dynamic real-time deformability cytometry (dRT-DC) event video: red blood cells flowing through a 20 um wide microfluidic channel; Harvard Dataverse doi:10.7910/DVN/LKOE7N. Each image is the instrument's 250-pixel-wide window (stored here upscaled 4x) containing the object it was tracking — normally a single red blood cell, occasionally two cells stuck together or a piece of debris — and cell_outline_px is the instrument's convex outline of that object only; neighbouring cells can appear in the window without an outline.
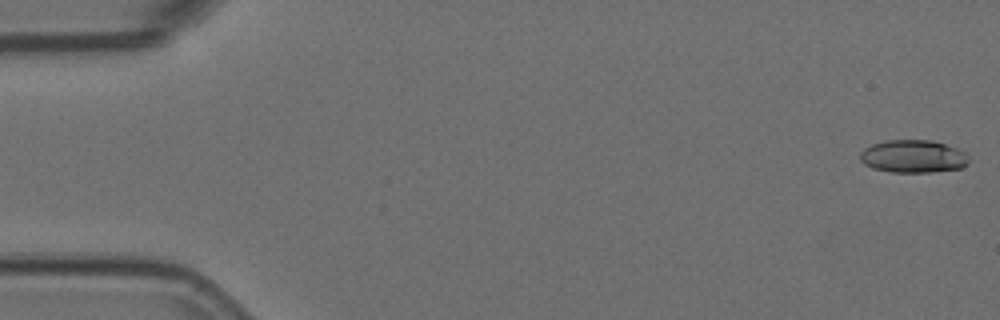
{"species": "Egyptian fruit bat (a non-hibernating species)", "species_latin": "Rousettus aegyptiacus", "temperature_condition": "room temperature", "stored_images_in_passage": 34, "camera_frame_rate_fps": 3000, "um_per_image_px": 0.085, "animal": {"sex": "female"}, "frame": {"image": 1, "passage_image": 1, "time_ms": 0.0, "image_size_px": [1000, 320], "cell_outline_px": [[968, 164], [960, 168], [932, 172], [892, 172], [872, 168], [864, 164], [860, 160], [860, 152], [864, 148], [872, 144], [884, 140], [932, 140], [956, 148], [964, 152], [968, 156]], "centroid_in_image_um": [77.59, 13.29], "position_along_channel_um": 7.4, "area_um2": 20.81}}
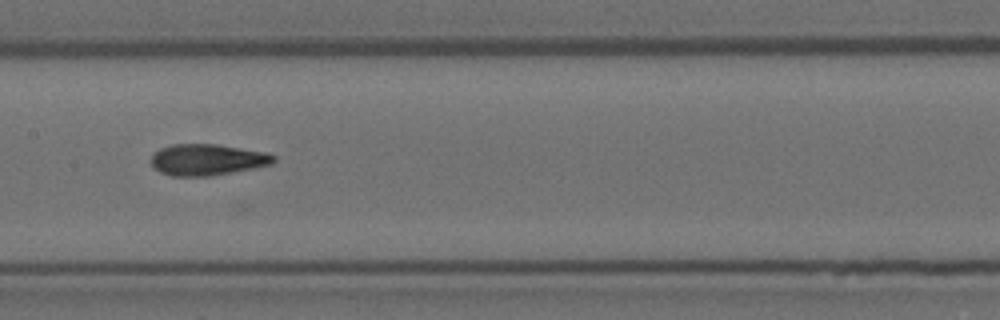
{"frame": {"image": 2, "passage_image": 27, "time_ms": 8.667, "image_size_px": [1000, 320], "cell_outline_px": [[276, 160], [272, 164], [256, 168], [212, 176], [172, 176], [160, 172], [152, 168], [148, 160], [152, 152], [160, 148], [172, 144], [216, 144], [268, 152], [276, 156]], "centroid_in_image_um": [17.59, 13.57], "position_along_channel_um": 189.8, "area_um2": 22.95}}
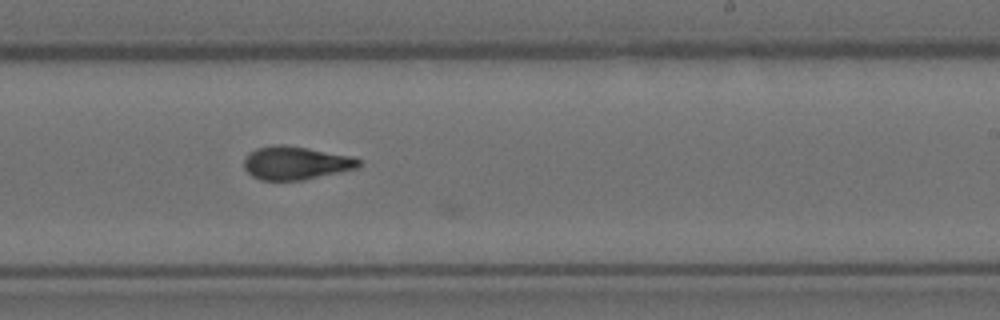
{"frame": {"image": 3, "passage_image": 33, "time_ms": 10.667, "image_size_px": [1000, 320], "cell_outline_px": [[360, 164], [356, 168], [304, 180], [260, 180], [252, 176], [244, 168], [244, 160], [256, 148], [276, 144], [284, 144], [356, 156], [360, 160]], "centroid_in_image_um": [25.16, 13.84], "position_along_channel_um": 263.8, "area_um2": 22.25}}